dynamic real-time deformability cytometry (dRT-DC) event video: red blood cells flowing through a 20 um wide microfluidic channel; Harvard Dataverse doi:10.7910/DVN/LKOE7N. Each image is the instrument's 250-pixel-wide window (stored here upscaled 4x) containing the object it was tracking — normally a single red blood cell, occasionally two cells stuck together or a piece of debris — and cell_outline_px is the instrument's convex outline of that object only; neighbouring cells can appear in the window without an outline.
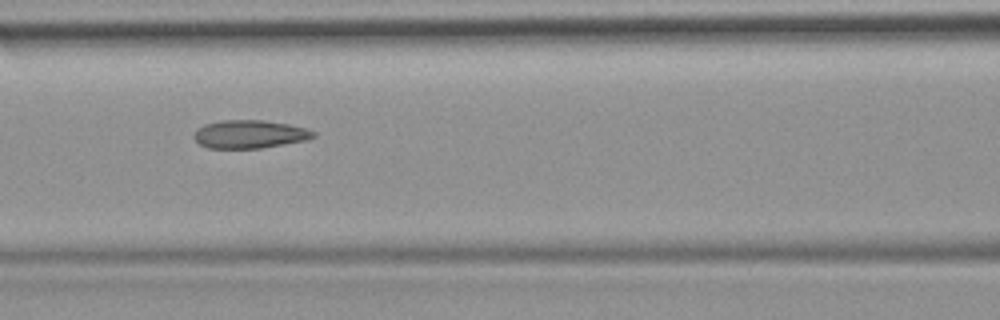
{"species": "common noctule bat (a hibernating species)", "species_latin": "Nyctalus noctula", "temperature_condition": "room temperature", "stored_images_in_passage": 50, "camera_frame_rate_fps": 3000, "um_per_image_px": 0.085, "animal": {"sex": "female", "body_mass_g": 19.9}, "frame": {"image": 1, "passage_image": 22, "time_ms": 7.0, "image_size_px": [1000, 320], "cell_outline_px": [[316, 136], [304, 140], [260, 148], [208, 148], [200, 144], [192, 136], [196, 128], [204, 124], [220, 120], [264, 120], [288, 124], [308, 128], [316, 132]], "centroid_in_image_um": [21.19, 11.39], "position_along_channel_um": 145.4, "area_um2": 19.65}, "authors_computed_cell_mechanics": {"area_um2": 20.2011, "velocity_mm_per_s": 3.9808, "shape_relaxation_time_tau1_ms": null, "shape_relaxation_time_tau2_ms": 2.9917, "deformation_change_tau1": null, "deformation_change_tau2": 0.1009}}